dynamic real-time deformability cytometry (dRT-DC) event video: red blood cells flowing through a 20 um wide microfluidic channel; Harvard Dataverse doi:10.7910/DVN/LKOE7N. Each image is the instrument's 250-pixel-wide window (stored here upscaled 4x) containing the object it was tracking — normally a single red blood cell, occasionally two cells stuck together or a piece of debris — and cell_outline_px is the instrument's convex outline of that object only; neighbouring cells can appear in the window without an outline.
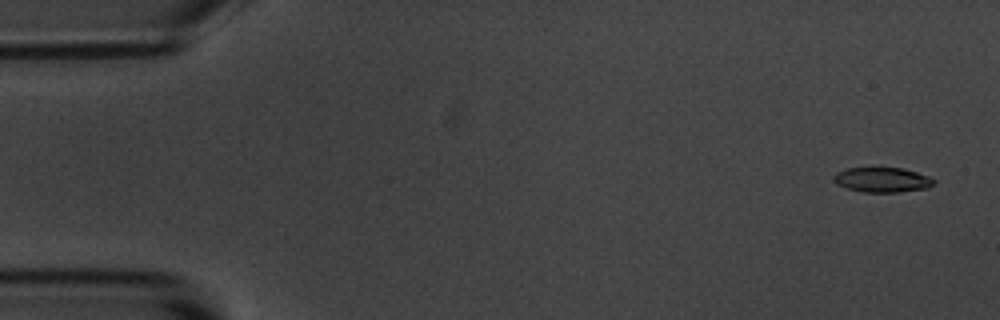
{"species": "common noctule bat (a hibernating species)", "species_latin": "Nyctalus noctula", "temperature_condition": "room temperature", "stored_images_in_passage": 56, "camera_frame_rate_fps": 3000, "um_per_image_px": 0.085, "animal": {"sex": "male", "body_mass_g": 20.1, "forearm_length_mm": 53.5}, "frame": {"image": 1, "passage_image": 2, "time_ms": 0.333, "image_size_px": [1000, 320], "cell_outline_px": [[936, 184], [928, 188], [896, 192], [864, 192], [848, 188], [836, 184], [832, 180], [832, 176], [836, 172], [848, 168], [904, 168], [928, 176], [936, 180]], "centroid_in_image_um": [74.99, 15.28], "position_along_channel_um": 10.0, "area_um2": 14.57}}
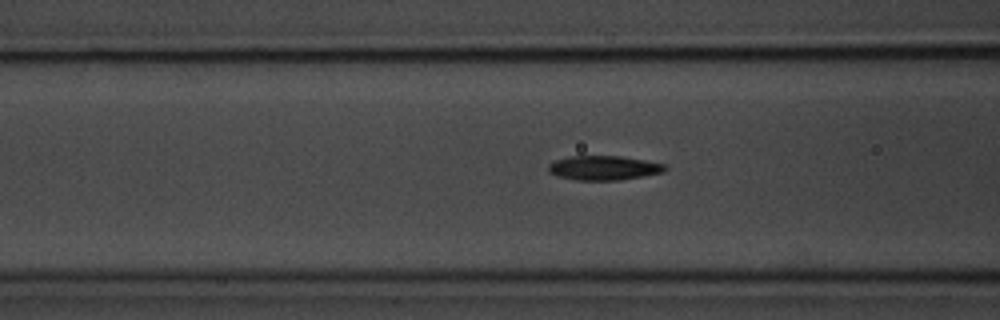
{"frame": {"image": 2, "passage_image": 21, "time_ms": 6.667, "image_size_px": [1000, 320], "cell_outline_px": [[668, 168], [664, 172], [644, 176], [616, 180], [576, 180], [556, 176], [548, 172], [548, 164], [556, 160], [568, 156], [620, 156], [644, 160], [664, 164]], "centroid_in_image_um": [51.29, 14.27], "position_along_channel_um": 115.3, "area_um2": 16.59}}
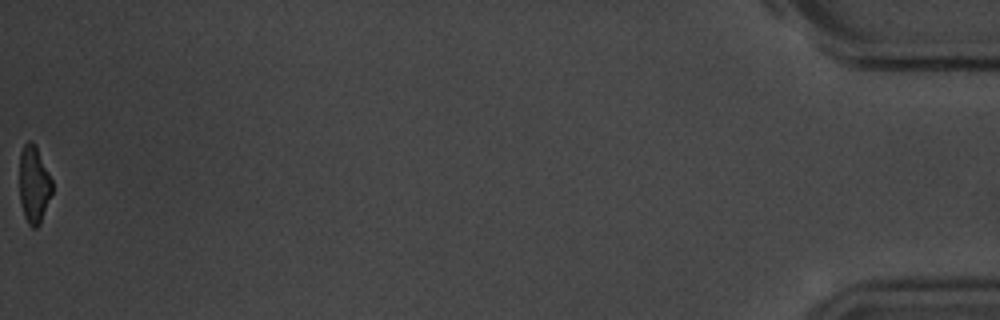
{"frame": {"image": 3, "passage_image": 56, "time_ms": 18.333, "image_size_px": [1000, 320], "cell_outline_px": [[52, 192], [40, 224], [36, 228], [32, 228], [28, 224], [24, 216], [20, 200], [20, 152], [24, 144], [28, 140], [32, 140], [36, 144], [52, 180]], "centroid_in_image_um": [2.88, 15.66], "position_along_channel_um": 432.3, "area_um2": 14.8}, "authors_computed_cell_mechanics": {"area_um2": 16.0106, "velocity_mm_per_s": 3.5828, "shape_relaxation_time_tau1_ms": 2.7461, "shape_relaxation_time_tau2_ms": 2.6938, "deformation_change_tau1": 0.1602, "deformation_change_tau2": 0.099}}